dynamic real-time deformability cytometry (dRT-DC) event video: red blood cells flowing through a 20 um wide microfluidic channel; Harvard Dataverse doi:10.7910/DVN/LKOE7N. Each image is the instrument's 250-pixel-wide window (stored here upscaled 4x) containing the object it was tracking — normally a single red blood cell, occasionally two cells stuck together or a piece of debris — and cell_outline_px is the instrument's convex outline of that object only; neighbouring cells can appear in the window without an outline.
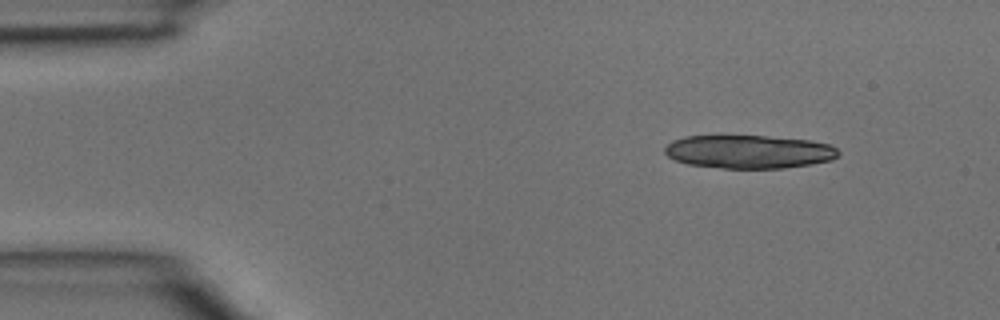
{"species": "common noctule bat (a hibernating species)", "species_latin": "Nyctalus noctula", "temperature_condition": "room temperature", "stored_images_in_passage": 3, "camera_frame_rate_fps": 3000, "um_per_image_px": 0.085, "animal": {"sex": "male", "body_mass_g": 15.6}, "frame": {"image": 1, "passage_image": 1, "time_ms": 0.0, "image_size_px": [1000, 320], "cell_outline_px": [[840, 152], [832, 160], [812, 164], [784, 168], [720, 168], [688, 164], [676, 160], [668, 156], [664, 152], [664, 148], [672, 140], [684, 136], [764, 136], [808, 140], [828, 144], [836, 148]], "centroid_in_image_um": [63.64, 12.9], "position_along_channel_um": 21.4, "area_um2": 33.64}}